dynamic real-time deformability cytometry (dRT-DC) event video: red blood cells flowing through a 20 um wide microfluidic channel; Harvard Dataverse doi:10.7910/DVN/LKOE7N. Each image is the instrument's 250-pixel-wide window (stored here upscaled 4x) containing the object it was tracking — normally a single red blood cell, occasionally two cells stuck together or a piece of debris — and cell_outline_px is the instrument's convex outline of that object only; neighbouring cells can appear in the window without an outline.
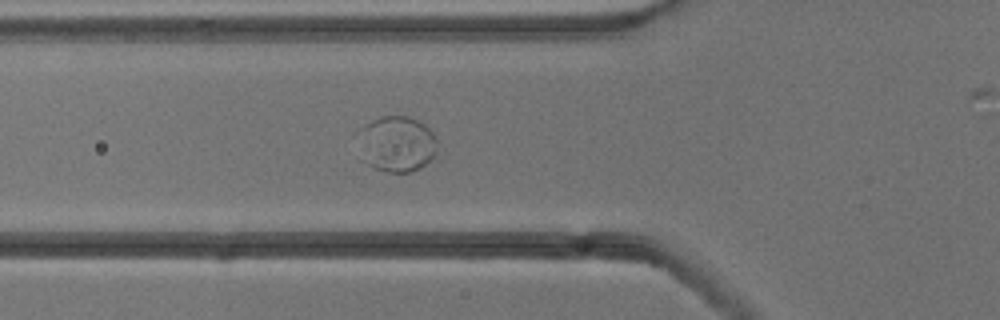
{"species": "common noctule bat (a hibernating species)", "species_latin": "Nyctalus noctula", "temperature_condition": "cold", "stored_images_in_passage": 30, "camera_frame_rate_fps": 3000, "um_per_image_px": 0.085, "animal": {"sex": "male", "body_mass_g": 13.3}, "frame": {"image": 1, "passage_image": 5, "time_ms": 1.333, "image_size_px": [1000, 320], "cell_outline_px": [[436, 152], [420, 168], [412, 172], [388, 172], [376, 168], [368, 164], [352, 136], [356, 132], [372, 120], [380, 116], [408, 116], [424, 124], [432, 132], [436, 140]], "centroid_in_image_um": [33.65, 12.21], "position_along_channel_um": 92.1, "area_um2": 25.89}}
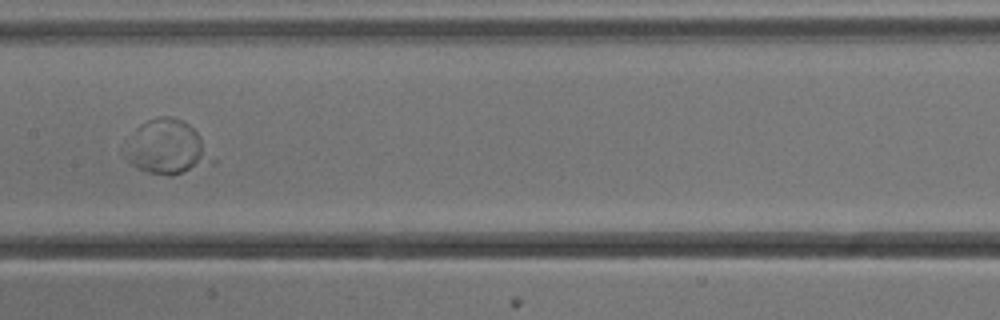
{"frame": {"image": 2, "passage_image": 13, "time_ms": 4.0, "image_size_px": [1000, 320], "cell_outline_px": [[216, 164], [172, 176], [168, 176], [148, 172], [136, 168], [120, 152], [136, 128], [140, 124], [148, 120], [160, 116], [172, 116], [184, 120], [196, 132], [216, 160]], "centroid_in_image_um": [14.19, 12.54], "position_along_channel_um": 193.2, "area_um2": 28.09}}
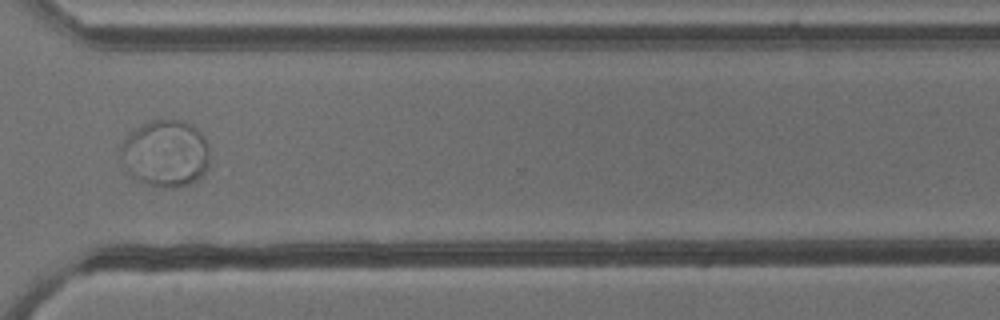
{"frame": {"image": 3, "passage_image": 26, "time_ms": 8.333, "image_size_px": [1000, 320], "cell_outline_px": [[208, 168], [204, 176], [188, 184], [172, 188], [164, 188], [148, 184], [132, 176], [120, 164], [120, 144], [136, 128], [152, 120], [184, 120], [192, 124], [204, 136], [208, 144]], "centroid_in_image_um": [14.07, 13.05], "position_along_channel_um": 356.5, "area_um2": 35.03}}